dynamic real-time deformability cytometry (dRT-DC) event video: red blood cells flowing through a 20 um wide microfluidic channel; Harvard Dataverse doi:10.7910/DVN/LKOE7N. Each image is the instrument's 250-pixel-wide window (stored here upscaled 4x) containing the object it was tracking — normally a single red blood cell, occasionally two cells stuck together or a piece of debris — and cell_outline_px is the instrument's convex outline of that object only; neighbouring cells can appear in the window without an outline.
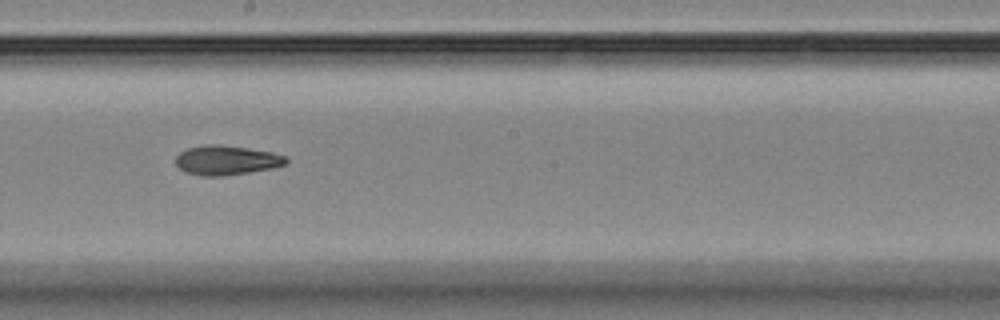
{"species": "Egyptian fruit bat (a non-hibernating species)", "species_latin": "Rousettus aegyptiacus", "temperature_condition": "room temperature", "stored_images_in_passage": 15, "camera_frame_rate_fps": 3000, "um_per_image_px": 0.085, "animal": {"sex": "female"}, "frame": {"image": 1, "passage_image": 9, "time_ms": 10.0, "image_size_px": [1000, 320], "cell_outline_px": [[288, 160], [284, 164], [272, 168], [224, 176], [200, 176], [184, 172], [176, 164], [176, 156], [180, 152], [188, 148], [204, 144], [220, 144], [248, 148], [272, 152], [288, 156]], "centroid_in_image_um": [19.23, 13.61], "position_along_channel_um": 229.0, "area_um2": 19.07}}
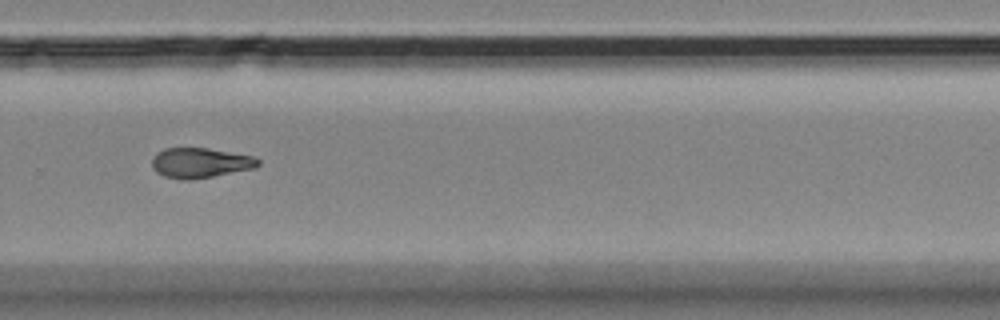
{"frame": {"image": 2, "passage_image": 11, "time_ms": 12.333, "image_size_px": [1000, 320], "cell_outline_px": [[260, 164], [256, 168], [192, 180], [180, 180], [164, 176], [156, 172], [152, 168], [152, 160], [156, 152], [164, 148], [208, 148], [252, 156], [260, 160]], "centroid_in_image_um": [17.0, 13.85], "position_along_channel_um": 312.8, "area_um2": 18.73}}
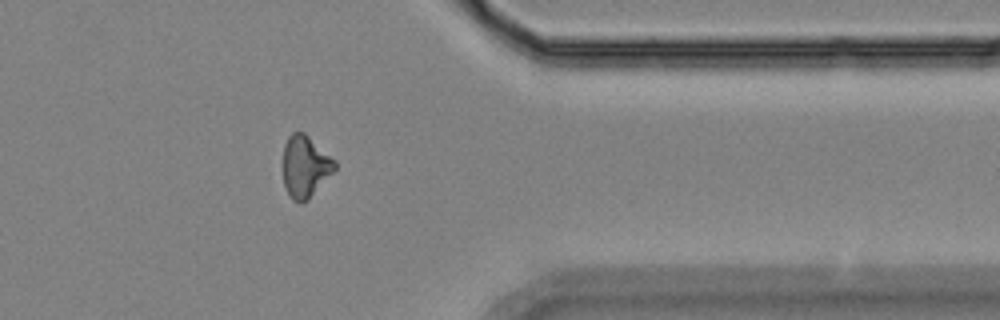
{"frame": {"image": 3, "passage_image": 13, "time_ms": 14.667, "image_size_px": [1000, 320], "cell_outline_px": [[336, 168], [308, 200], [300, 204], [292, 200], [288, 196], [284, 184], [284, 144], [288, 136], [292, 132], [304, 132], [336, 160]], "centroid_in_image_um": [25.94, 14.16], "position_along_channel_um": 385.5, "area_um2": 18.67}, "authors_computed_cell_mechanics": {"area_um2": 18.7272, "velocity_mm_per_s": 3.6219, "shape_relaxation_time_tau1_ms": 5.3263, "shape_relaxation_time_tau2_ms": 8.8415, "deformation_change_tau1": 0.1301, "deformation_change_tau2": 0.1905}}